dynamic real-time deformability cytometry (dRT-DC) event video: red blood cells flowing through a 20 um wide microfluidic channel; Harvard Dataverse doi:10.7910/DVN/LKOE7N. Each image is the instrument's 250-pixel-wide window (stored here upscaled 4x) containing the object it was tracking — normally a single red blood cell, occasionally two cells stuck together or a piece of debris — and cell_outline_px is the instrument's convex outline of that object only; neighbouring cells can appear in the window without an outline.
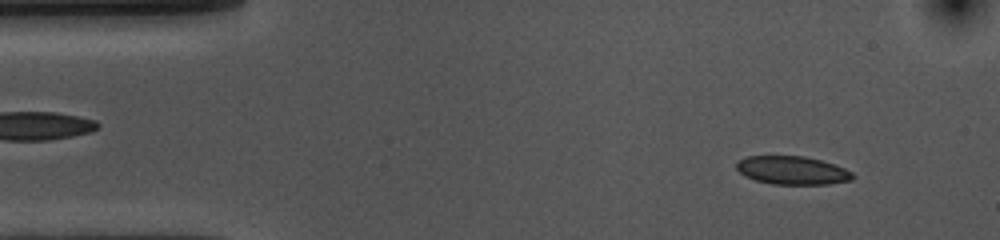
{"species": "common noctule bat (a hibernating species)", "species_latin": "Nyctalus noctula", "temperature_condition": "cold", "stored_images_in_passage": 53, "camera_frame_rate_fps": 3000, "um_per_image_px": 0.085, "animal": {"sex": "female", "body_mass_g": 10.0, "forearm_length_mm": 53.1}, "frame": {"image": 1, "passage_image": 4, "time_ms": 1.0, "image_size_px": [1000, 240], "cell_outline_px": [[856, 176], [852, 180], [828, 184], [772, 184], [756, 180], [744, 176], [736, 168], [736, 164], [740, 160], [748, 156], [804, 156], [820, 160], [844, 168], [852, 172]], "centroid_in_image_um": [67.35, 14.48], "position_along_channel_um": 17.6, "area_um2": 19.07}}
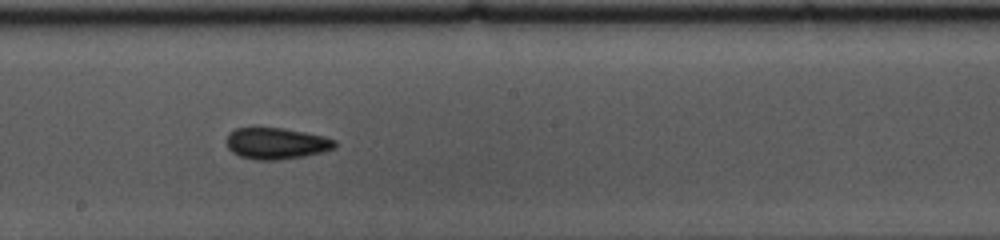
{"frame": {"image": 2, "passage_image": 27, "time_ms": 8.667, "image_size_px": [1000, 240], "cell_outline_px": [[336, 148], [304, 156], [276, 160], [256, 160], [240, 156], [232, 152], [228, 148], [228, 132], [236, 128], [284, 128], [304, 132], [336, 140]], "centroid_in_image_um": [23.47, 12.19], "position_along_channel_um": 224.7, "area_um2": 19.59}}
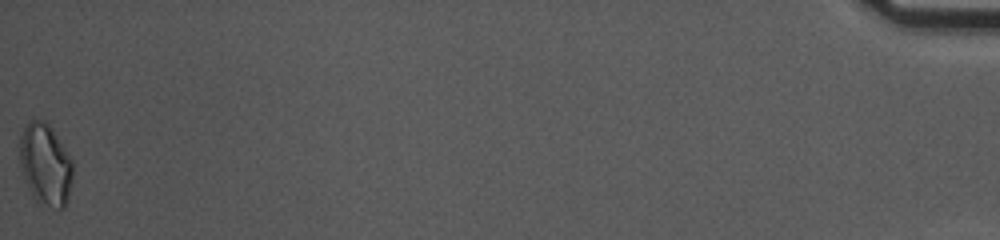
{"frame": {"image": 3, "passage_image": 53, "time_ms": 17.333, "image_size_px": [1000, 240], "cell_outline_px": [[72, 180], [68, 196], [64, 208], [56, 208], [40, 204], [32, 200], [24, 180], [20, 168], [20, 136], [28, 120], [44, 120], [52, 128], [72, 160]], "centroid_in_image_um": [3.83, 14.01], "position_along_channel_um": 431.4, "area_um2": 25.55}, "authors_computed_cell_mechanics": {"area_um2": 19.8254, "velocity_mm_per_s": 3.6081, "shape_relaxation_time_tau1_ms": 5.1018, "shape_relaxation_time_tau2_ms": 3.8682, "deformation_change_tau1": 0.0938, "deformation_change_tau2": 0.0953}}